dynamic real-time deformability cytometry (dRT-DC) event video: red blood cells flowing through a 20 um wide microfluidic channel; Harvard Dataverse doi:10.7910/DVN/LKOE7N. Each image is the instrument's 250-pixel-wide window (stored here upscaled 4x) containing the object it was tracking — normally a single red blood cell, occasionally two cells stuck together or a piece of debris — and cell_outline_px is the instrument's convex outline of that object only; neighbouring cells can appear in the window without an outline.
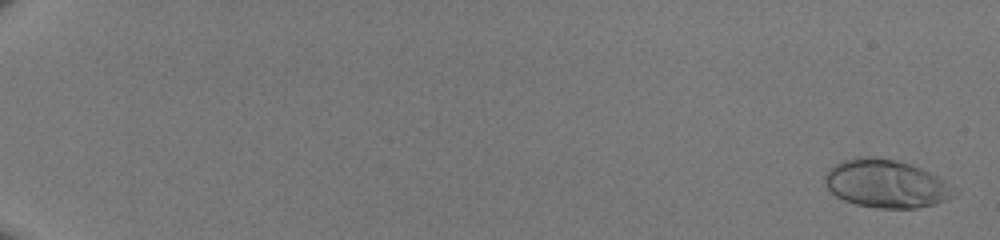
{"species": "human", "species_latin": "Homo sapiens", "temperature_condition": "room temperature", "stored_images_in_passage": 51, "camera_frame_rate_fps": 3000, "um_per_image_px": 0.085, "donor": {"sex": "male"}, "frame": {"image": 1, "passage_image": 2, "time_ms": 0.333, "image_size_px": [1000, 240], "cell_outline_px": [[960, 192], [936, 204], [916, 208], [876, 208], [856, 204], [844, 200], [836, 196], [824, 184], [824, 172], [828, 168], [844, 160], [856, 156], [876, 156], [896, 160], [920, 168], [936, 176]], "centroid_in_image_um": [75.27, 15.61], "position_along_channel_um": 9.7, "area_um2": 36.24}}
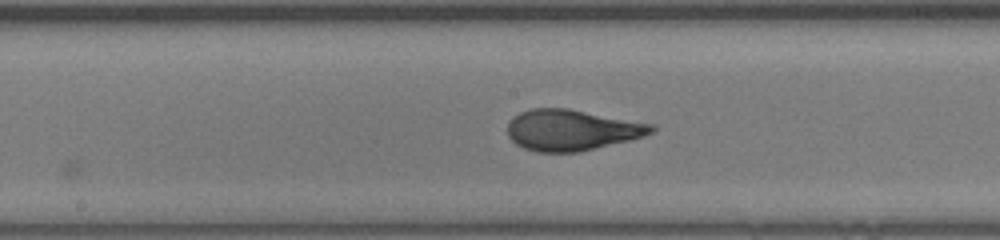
{"frame": {"image": 2, "passage_image": 31, "time_ms": 10.0, "image_size_px": [1000, 240], "cell_outline_px": [[656, 128], [652, 132], [644, 136], [580, 152], [536, 152], [524, 148], [516, 144], [508, 136], [508, 120], [512, 116], [528, 108], [568, 108], [656, 124]], "centroid_in_image_um": [48.58, 11.04], "position_along_channel_um": 199.6, "area_um2": 34.62}}
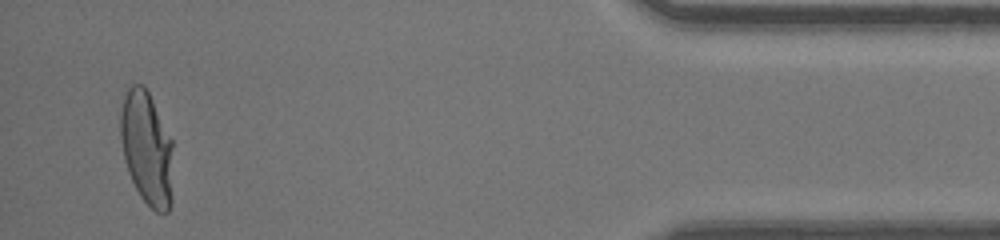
{"frame": {"image": 3, "passage_image": 50, "time_ms": 16.333, "image_size_px": [1000, 240], "cell_outline_px": [[172, 200], [168, 212], [156, 212], [140, 196], [128, 172], [124, 160], [120, 140], [120, 112], [124, 96], [128, 88], [132, 84], [144, 84], [172, 140]], "centroid_in_image_um": [12.47, 12.6], "position_along_channel_um": 422.7, "area_um2": 34.91}}